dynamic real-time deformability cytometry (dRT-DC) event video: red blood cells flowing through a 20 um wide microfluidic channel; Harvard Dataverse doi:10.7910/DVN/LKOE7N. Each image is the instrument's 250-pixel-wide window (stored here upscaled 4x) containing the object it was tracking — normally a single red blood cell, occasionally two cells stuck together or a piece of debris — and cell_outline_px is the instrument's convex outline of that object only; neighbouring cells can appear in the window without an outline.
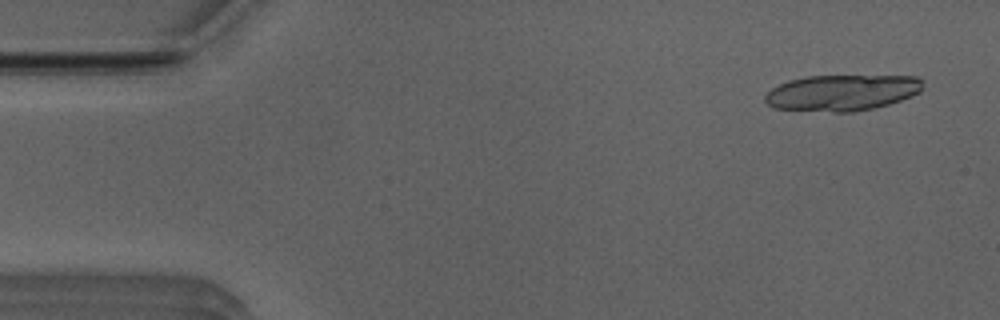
{"species": "Egyptian fruit bat (a non-hibernating species)", "species_latin": "Rousettus aegyptiacus", "temperature_condition": "room temperature", "stored_images_in_passage": 14, "camera_frame_rate_fps": 3000, "um_per_image_px": 0.085, "animal": {"sex": "male"}, "frame": {"image": 1, "passage_image": 3, "time_ms": 0.667, "image_size_px": [1000, 320], "cell_outline_px": [[924, 88], [920, 92], [912, 96], [888, 104], [872, 108], [852, 112], [832, 112], [772, 108], [764, 100], [764, 96], [772, 88], [788, 80], [808, 76], [916, 76], [920, 80]], "centroid_in_image_um": [71.55, 7.88], "position_along_channel_um": 13.4, "area_um2": 33.12}}